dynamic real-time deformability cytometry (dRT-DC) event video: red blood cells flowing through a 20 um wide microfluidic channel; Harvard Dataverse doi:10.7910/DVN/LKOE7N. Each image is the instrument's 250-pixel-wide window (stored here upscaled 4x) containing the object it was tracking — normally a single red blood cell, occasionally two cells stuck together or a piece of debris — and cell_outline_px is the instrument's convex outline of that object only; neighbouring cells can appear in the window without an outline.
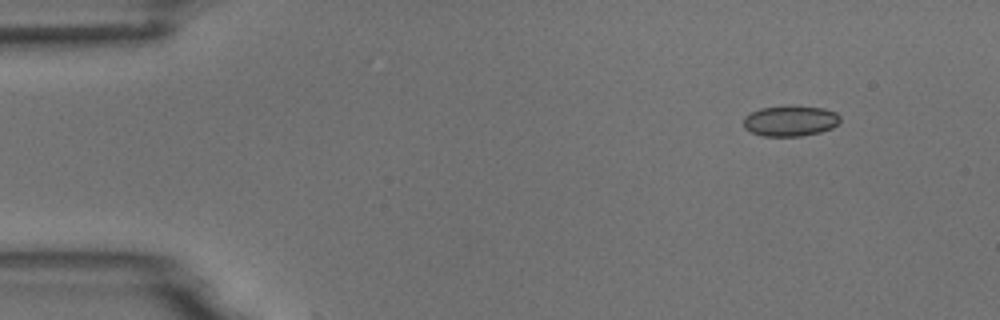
{"species": "common noctule bat (a hibernating species)", "species_latin": "Nyctalus noctula", "temperature_condition": "room temperature", "stored_images_in_passage": 5, "camera_frame_rate_fps": 3000, "um_per_image_px": 0.085, "animal": {"sex": "male", "body_mass_g": 18.8}, "frame": {"image": 1, "passage_image": 2, "time_ms": 1.0, "image_size_px": [1000, 320], "cell_outline_px": [[840, 120], [832, 128], [820, 132], [800, 136], [764, 136], [752, 132], [744, 128], [744, 116], [760, 108], [792, 104], [824, 108], [836, 112], [840, 116]], "centroid_in_image_um": [67.18, 10.25], "position_along_channel_um": 17.8, "area_um2": 17.51}}
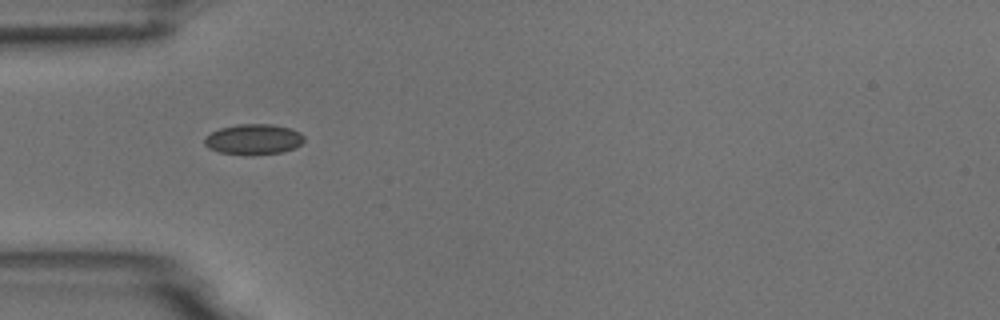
{"frame": {"image": 2, "passage_image": 5, "time_ms": 4.667, "image_size_px": [1000, 320], "cell_outline_px": [[304, 140], [296, 148], [284, 152], [220, 152], [208, 148], [204, 144], [204, 136], [220, 128], [236, 124], [272, 124], [292, 128], [300, 132], [304, 136]], "centroid_in_image_um": [21.57, 11.79], "position_along_channel_um": 63.4, "area_um2": 17.17}}